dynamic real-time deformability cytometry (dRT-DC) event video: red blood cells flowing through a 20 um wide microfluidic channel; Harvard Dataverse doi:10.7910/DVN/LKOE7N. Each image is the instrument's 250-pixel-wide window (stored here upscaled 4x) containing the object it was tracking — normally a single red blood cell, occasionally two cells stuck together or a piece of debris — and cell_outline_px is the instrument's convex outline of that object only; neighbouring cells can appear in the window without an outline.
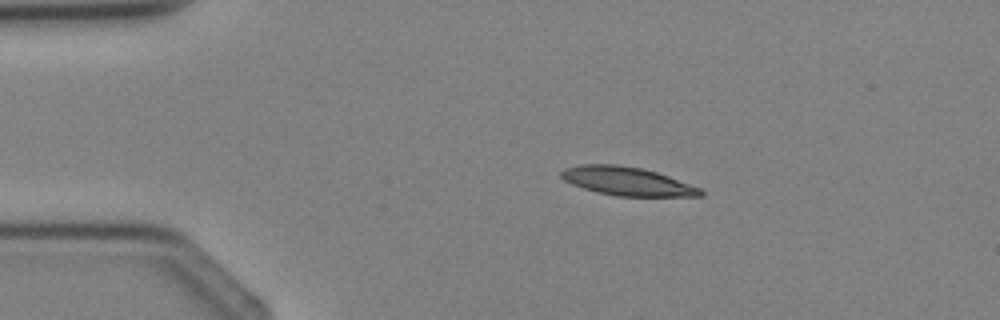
{"species": "Egyptian fruit bat (a non-hibernating species)", "species_latin": "Rousettus aegyptiacus", "temperature_condition": "cold", "stored_images_in_passage": 2, "camera_frame_rate_fps": 3000, "um_per_image_px": 0.085, "animal": {"sex": "female"}, "frame": {"image": 1, "passage_image": 1, "time_ms": 0.0, "image_size_px": [1000, 320], "cell_outline_px": [[704, 196], [616, 196], [596, 192], [572, 184], [564, 180], [560, 176], [560, 172], [564, 168], [580, 164], [616, 164], [640, 168], [656, 172], [668, 176], [700, 188], [704, 192]], "centroid_in_image_um": [53.27, 15.4], "position_along_channel_um": 31.7, "area_um2": 23.06}}